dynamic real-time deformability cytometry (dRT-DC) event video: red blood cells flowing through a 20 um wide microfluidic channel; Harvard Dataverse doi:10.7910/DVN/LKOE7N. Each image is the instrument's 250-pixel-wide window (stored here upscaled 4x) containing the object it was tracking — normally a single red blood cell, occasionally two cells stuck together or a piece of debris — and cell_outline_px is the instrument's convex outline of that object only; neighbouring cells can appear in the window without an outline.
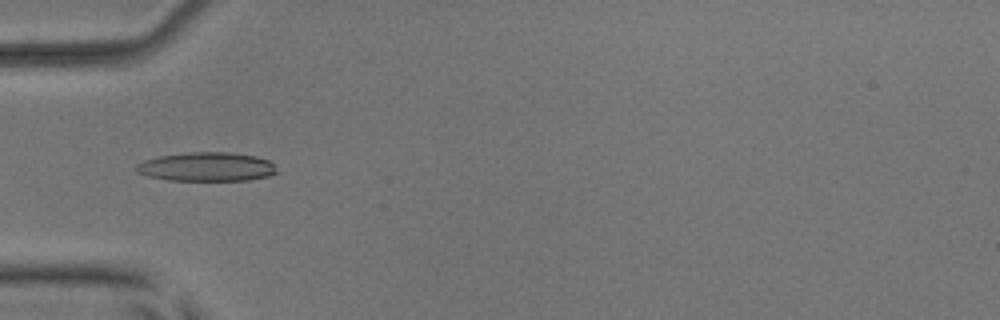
{"species": "common noctule bat (a hibernating species)", "species_latin": "Nyctalus noctula", "temperature_condition": "room temperature", "stored_images_in_passage": 53, "camera_frame_rate_fps": 3000, "um_per_image_px": 0.085, "animal": {"sex": "male", "body_mass_g": 17.9, "forearm_length_mm": 54.2}, "frame": {"image": 1, "passage_image": 18, "time_ms": 5.667, "image_size_px": [1000, 320], "cell_outline_px": [[276, 172], [268, 176], [248, 180], [168, 180], [148, 176], [136, 172], [136, 164], [144, 160], [156, 156], [184, 152], [228, 152], [256, 156], [268, 160], [272, 164]], "centroid_in_image_um": [17.5, 14.16], "position_along_channel_um": 67.5, "area_um2": 23.7}}
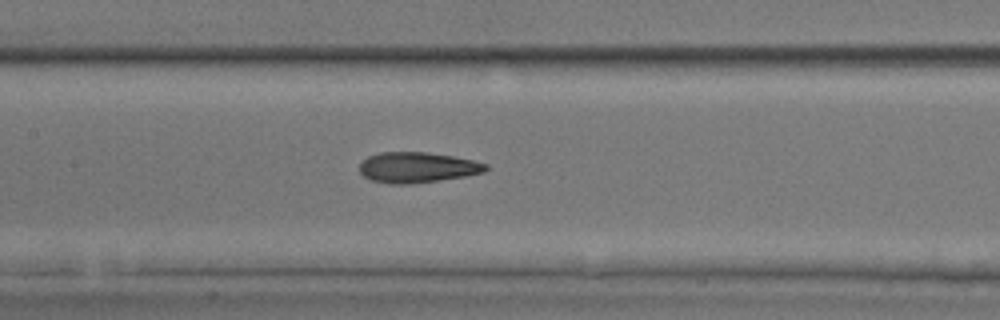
{"frame": {"image": 2, "passage_image": 26, "time_ms": 8.333, "image_size_px": [1000, 320], "cell_outline_px": [[488, 168], [484, 172], [464, 176], [412, 184], [392, 184], [372, 180], [364, 176], [360, 172], [360, 164], [368, 156], [380, 152], [428, 152], [452, 156], [472, 160], [488, 164]], "centroid_in_image_um": [35.47, 14.22], "position_along_channel_um": 171.9, "area_um2": 22.31}}
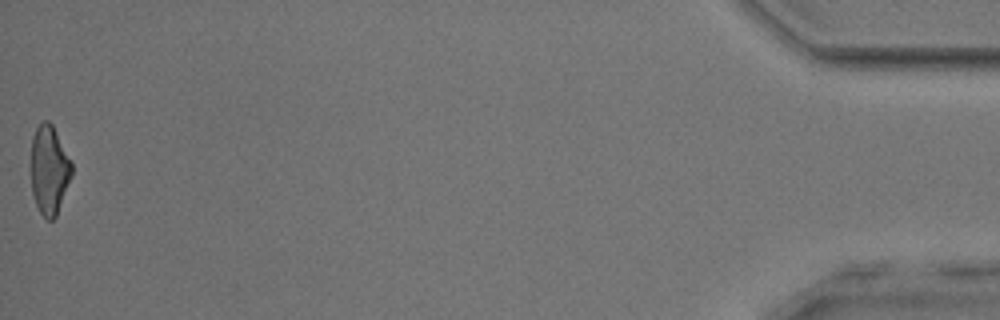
{"frame": {"image": 3, "passage_image": 53, "time_ms": 17.333, "image_size_px": [1000, 320], "cell_outline_px": [[72, 176], [56, 216], [52, 220], [48, 220], [40, 212], [36, 204], [32, 192], [32, 136], [36, 128], [44, 120], [48, 120], [52, 124], [72, 164]], "centroid_in_image_um": [4.19, 14.45], "position_along_channel_um": 431.0, "area_um2": 20.75}, "authors_computed_cell_mechanics": {"area_um2": 22.542, "velocity_mm_per_s": 3.953, "shape_relaxation_time_tau1_ms": 5.4046, "shape_relaxation_time_tau2_ms": 2.3442, "deformation_change_tau1": 0.1725, "deformation_change_tau2": 0.1076}}